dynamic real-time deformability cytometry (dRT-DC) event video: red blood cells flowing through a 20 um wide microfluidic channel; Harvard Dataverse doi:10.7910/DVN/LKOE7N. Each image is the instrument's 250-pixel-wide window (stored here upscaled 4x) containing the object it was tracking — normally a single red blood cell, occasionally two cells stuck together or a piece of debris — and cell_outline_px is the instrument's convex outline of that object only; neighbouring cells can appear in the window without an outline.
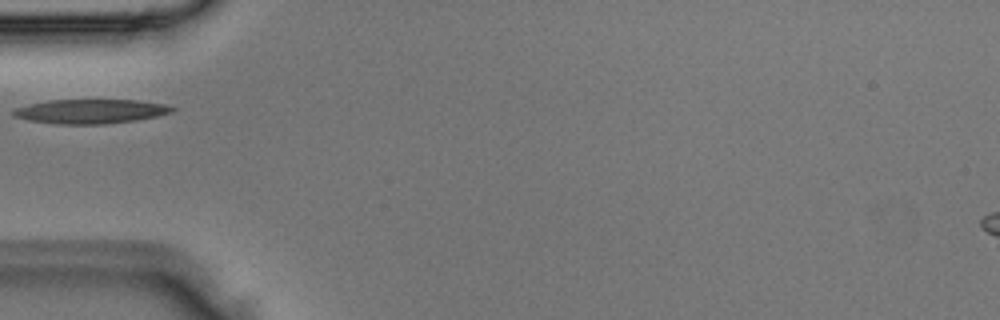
{"species": "Egyptian fruit bat (a non-hibernating species)", "species_latin": "Rousettus aegyptiacus", "temperature_condition": "room temperature", "stored_images_in_passage": 5, "camera_frame_rate_fps": 3000, "um_per_image_px": 0.085, "animal": {"sex": "male"}, "frame": {"image": 1, "passage_image": 5, "time_ms": 1.333, "image_size_px": [1000, 320], "cell_outline_px": [[176, 108], [172, 112], [156, 116], [136, 120], [104, 124], [56, 124], [28, 120], [16, 116], [12, 112], [16, 108], [28, 104], [48, 100], [140, 100], [164, 104]], "centroid_in_image_um": [7.71, 9.46], "position_along_channel_um": 77.3, "area_um2": 22.37}}